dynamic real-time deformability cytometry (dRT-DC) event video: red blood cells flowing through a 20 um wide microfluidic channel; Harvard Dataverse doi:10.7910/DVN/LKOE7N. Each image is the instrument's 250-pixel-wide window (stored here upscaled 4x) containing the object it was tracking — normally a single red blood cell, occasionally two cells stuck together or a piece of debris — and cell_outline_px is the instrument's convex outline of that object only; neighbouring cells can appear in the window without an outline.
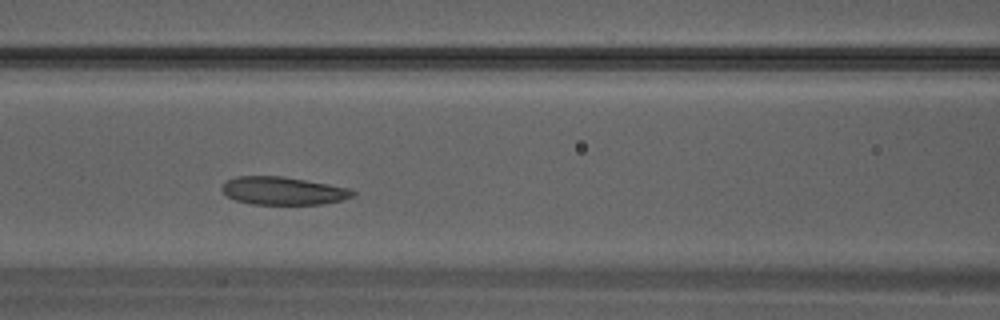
{"species": "Egyptian fruit bat (a non-hibernating species)", "species_latin": "Rousettus aegyptiacus", "temperature_condition": "warm", "stored_images_in_passage": 15, "camera_frame_rate_fps": 3000, "um_per_image_px": 0.085, "animal": {"sex": "male"}, "frame": {"image": 1, "passage_image": 7, "time_ms": 2.0, "image_size_px": [1000, 320], "cell_outline_px": [[356, 192], [352, 196], [340, 200], [320, 204], [252, 204], [236, 200], [228, 196], [220, 188], [228, 180], [236, 176], [284, 176], [328, 184], [348, 188]], "centroid_in_image_um": [24.04, 16.21], "position_along_channel_um": 142.6, "area_um2": 21.04}}
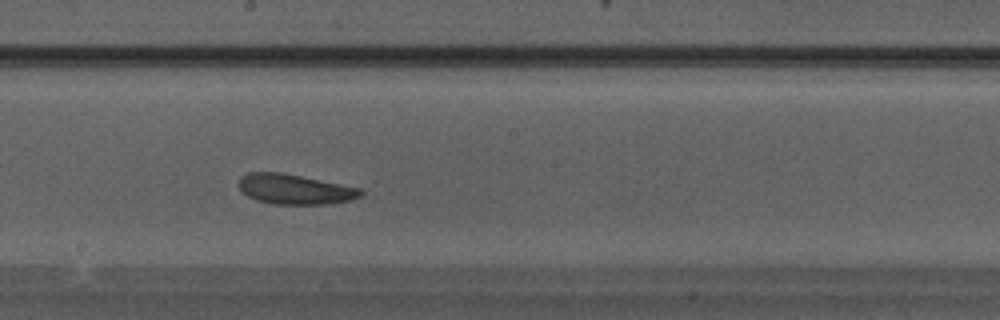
{"frame": {"image": 2, "passage_image": 11, "time_ms": 3.333, "image_size_px": [1000, 320], "cell_outline_px": [[364, 196], [348, 200], [328, 204], [272, 204], [256, 200], [248, 196], [240, 188], [240, 176], [248, 172], [280, 172], [360, 188], [364, 192]], "centroid_in_image_um": [25.06, 16.09], "position_along_channel_um": 223.1, "area_um2": 21.15}}
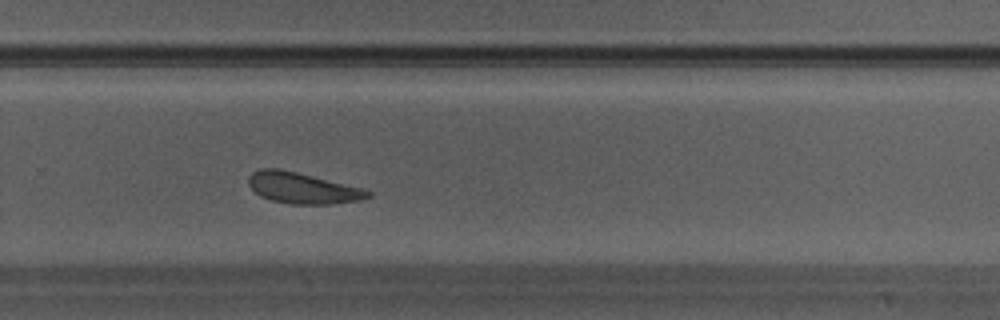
{"frame": {"image": 3, "passage_image": 15, "time_ms": 4.667, "image_size_px": [1000, 320], "cell_outline_px": [[372, 196], [360, 200], [332, 204], [288, 204], [272, 200], [260, 196], [248, 184], [248, 176], [252, 172], [260, 168], [280, 168], [364, 188], [372, 192]], "centroid_in_image_um": [25.72, 15.98], "position_along_channel_um": 304.1, "area_um2": 21.73}}